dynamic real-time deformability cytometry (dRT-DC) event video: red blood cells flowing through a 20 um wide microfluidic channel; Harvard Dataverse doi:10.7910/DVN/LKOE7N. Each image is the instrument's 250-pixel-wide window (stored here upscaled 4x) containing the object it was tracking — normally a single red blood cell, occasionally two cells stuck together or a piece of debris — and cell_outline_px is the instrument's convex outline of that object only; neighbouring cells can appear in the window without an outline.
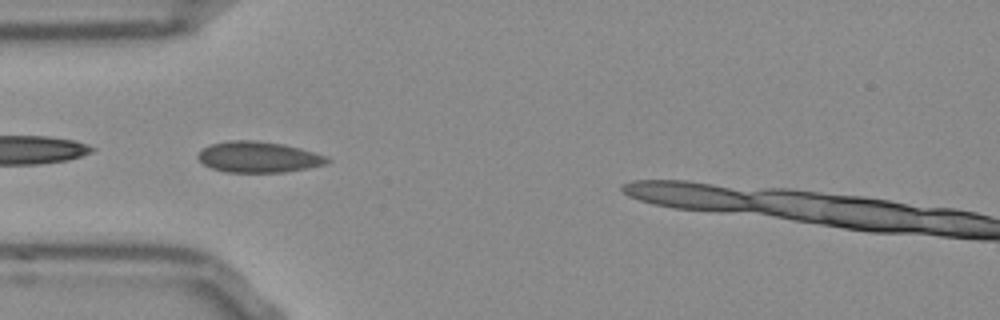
{"species": "Egyptian fruit bat (a non-hibernating species)", "species_latin": "Rousettus aegyptiacus", "temperature_condition": "room temperature", "stored_images_in_passage": 32, "camera_frame_rate_fps": 3000, "um_per_image_px": 0.085, "frame": {"image": 1, "passage_image": 1, "time_ms": 0.0, "image_size_px": [1000, 320], "cell_outline_px": [[332, 160], [324, 164], [308, 168], [284, 172], [228, 172], [212, 168], [204, 164], [196, 156], [204, 148], [212, 144], [228, 140], [256, 140], [284, 144], [300, 148], [328, 156]], "centroid_in_image_um": [22.0, 13.34], "position_along_channel_um": 63.0, "area_um2": 23.24}}